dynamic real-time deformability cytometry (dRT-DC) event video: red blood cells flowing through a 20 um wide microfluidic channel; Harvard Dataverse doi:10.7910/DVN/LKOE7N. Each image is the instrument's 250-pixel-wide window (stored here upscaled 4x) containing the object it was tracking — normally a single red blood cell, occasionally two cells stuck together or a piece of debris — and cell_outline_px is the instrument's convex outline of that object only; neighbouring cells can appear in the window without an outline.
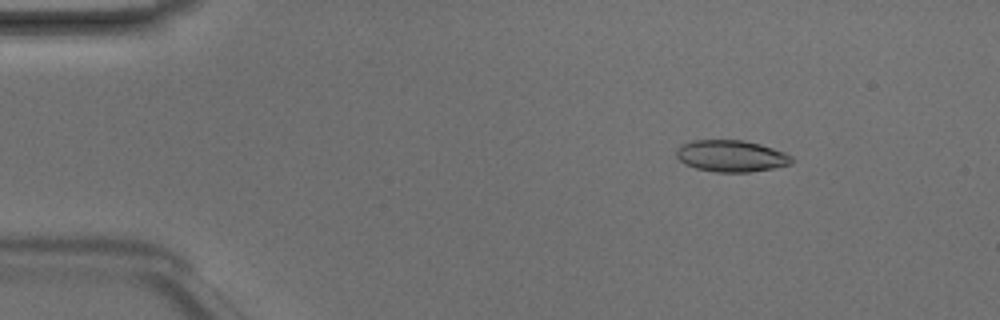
{"species": "Egyptian fruit bat (a non-hibernating species)", "species_latin": "Rousettus aegyptiacus", "temperature_condition": "room temperature", "stored_images_in_passage": 48, "camera_frame_rate_fps": 3000, "um_per_image_px": 0.085, "animal": {"sex": "male"}, "frame": {"image": 1, "passage_image": 7, "time_ms": 2.0, "image_size_px": [1000, 320], "cell_outline_px": [[796, 160], [792, 164], [772, 168], [748, 172], [716, 172], [696, 168], [684, 164], [676, 156], [676, 148], [680, 144], [692, 140], [744, 140], [760, 144], [784, 152], [792, 156]], "centroid_in_image_um": [62.15, 13.25], "position_along_channel_um": 22.9, "area_um2": 21.44}}
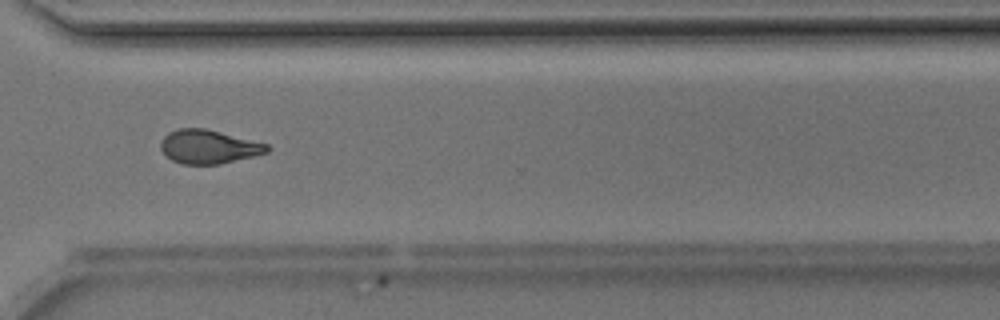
{"frame": {"image": 2, "passage_image": 36, "time_ms": 11.667, "image_size_px": [1000, 320], "cell_outline_px": [[272, 148], [268, 152], [220, 164], [180, 164], [172, 160], [160, 148], [160, 144], [164, 136], [168, 132], [176, 128], [204, 128], [268, 144]], "centroid_in_image_um": [17.72, 12.47], "position_along_channel_um": 352.9, "area_um2": 20.81}}
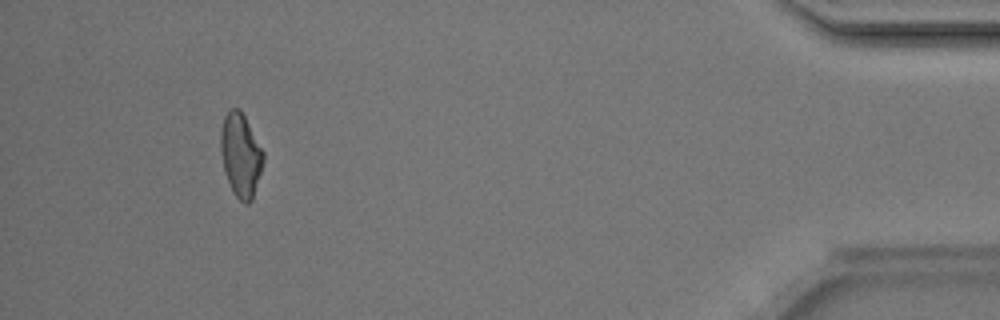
{"frame": {"image": 3, "passage_image": 45, "time_ms": 14.667, "image_size_px": [1000, 320], "cell_outline_px": [[264, 160], [252, 200], [248, 204], [244, 204], [236, 196], [224, 172], [220, 152], [220, 132], [224, 116], [232, 108], [240, 108], [264, 152]], "centroid_in_image_um": [20.45, 13.17], "position_along_channel_um": 414.8, "area_um2": 20.69}, "authors_computed_cell_mechanics": {"area_um2": 21.1259, "velocity_mm_per_s": 4.2199, "shape_relaxation_time_tau1_ms": 4.1011, "shape_relaxation_time_tau2_ms": 3.2062, "deformation_change_tau1": 0.1411, "deformation_change_tau2": 0.0879}}